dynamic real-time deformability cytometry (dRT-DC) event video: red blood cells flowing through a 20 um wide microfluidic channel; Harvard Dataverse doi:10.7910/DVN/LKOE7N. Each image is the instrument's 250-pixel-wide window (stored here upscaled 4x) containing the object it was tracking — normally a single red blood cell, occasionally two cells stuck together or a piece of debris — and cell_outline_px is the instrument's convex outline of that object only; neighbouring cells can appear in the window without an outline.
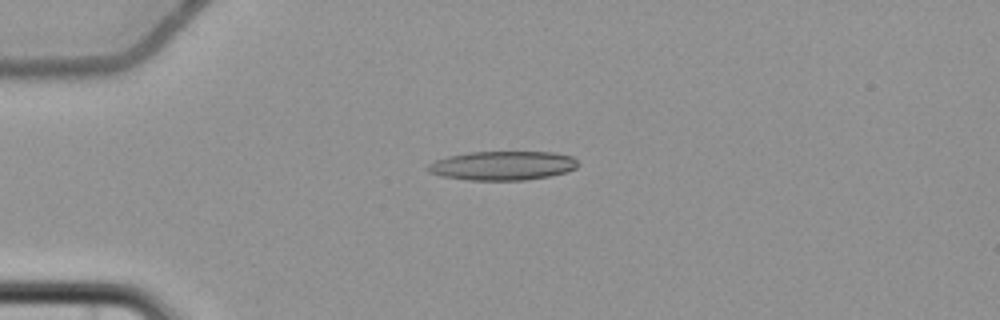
{"species": "common noctule bat (a hibernating species)", "species_latin": "Nyctalus noctula", "temperature_condition": "cold", "stored_images_in_passage": 4, "camera_frame_rate_fps": 3000, "um_per_image_px": 0.085, "animal": {"sex": "female", "body_mass_g": 22.7, "forearm_length_mm": 54.2}, "frame": {"image": 1, "passage_image": 3, "time_ms": 2.667, "image_size_px": [1000, 320], "cell_outline_px": [[580, 164], [576, 168], [564, 172], [548, 176], [524, 180], [468, 180], [440, 176], [428, 172], [424, 168], [428, 164], [436, 160], [448, 156], [468, 152], [552, 152], [572, 156]], "centroid_in_image_um": [42.68, 14.08], "position_along_channel_um": 42.3, "area_um2": 25.49}}